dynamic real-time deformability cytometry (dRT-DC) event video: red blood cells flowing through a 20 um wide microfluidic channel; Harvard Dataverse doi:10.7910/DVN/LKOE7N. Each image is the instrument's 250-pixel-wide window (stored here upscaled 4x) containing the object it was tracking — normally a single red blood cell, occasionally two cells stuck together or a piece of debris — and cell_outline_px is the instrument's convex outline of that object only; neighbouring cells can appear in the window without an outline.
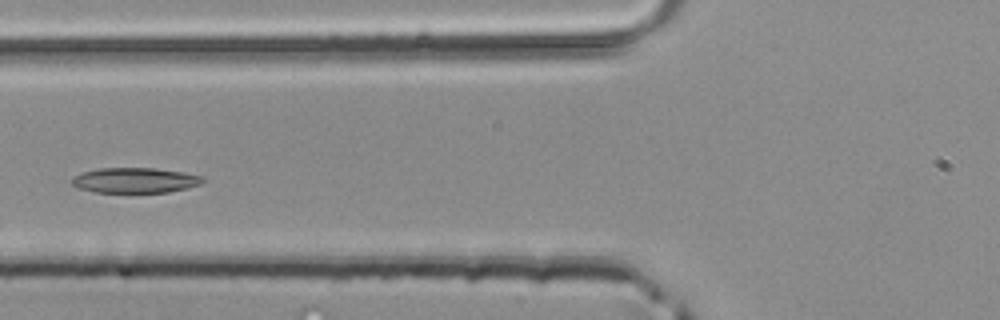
{"species": "common noctule bat (a hibernating species)", "species_latin": "Nyctalus noctula", "temperature_condition": "room temperature", "stored_images_in_passage": 28, "camera_frame_rate_fps": 3000, "um_per_image_px": 0.085, "animal": {"sex": "male", "body_mass_g": 20.4}, "frame": {"image": 1, "passage_image": 8, "time_ms": 2.333, "image_size_px": [1000, 320], "cell_outline_px": [[204, 180], [200, 184], [188, 188], [168, 192], [96, 192], [80, 188], [72, 184], [72, 176], [84, 172], [100, 168], [156, 168], [184, 172], [204, 176]], "centroid_in_image_um": [11.52, 15.32], "position_along_channel_um": 114.3, "area_um2": 19.19}}
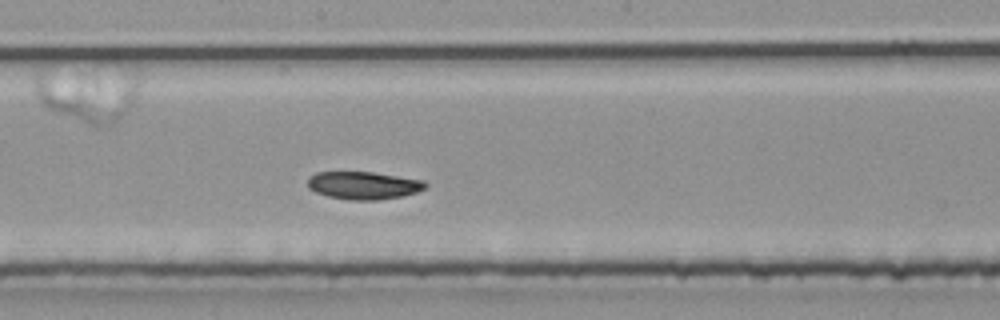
{"frame": {"image": 2, "passage_image": 15, "time_ms": 4.667, "image_size_px": [1000, 320], "cell_outline_px": [[428, 184], [424, 188], [416, 192], [400, 196], [376, 200], [352, 200], [328, 196], [316, 192], [308, 188], [308, 176], [316, 172], [372, 172], [424, 180]], "centroid_in_image_um": [30.87, 15.75], "position_along_channel_um": 217.3, "area_um2": 18.9}}
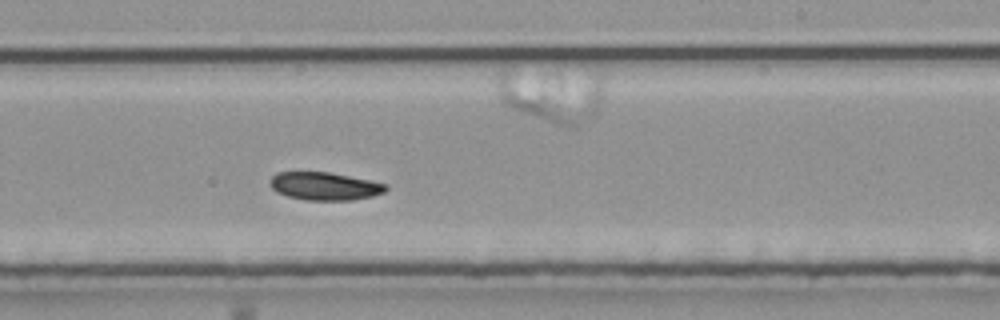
{"frame": {"image": 3, "passage_image": 18, "time_ms": 5.667, "image_size_px": [1000, 320], "cell_outline_px": [[388, 188], [384, 192], [372, 196], [352, 200], [308, 200], [288, 196], [276, 192], [268, 184], [268, 180], [276, 172], [328, 172], [388, 184]], "centroid_in_image_um": [27.56, 15.82], "position_along_channel_um": 261.4, "area_um2": 18.84}}